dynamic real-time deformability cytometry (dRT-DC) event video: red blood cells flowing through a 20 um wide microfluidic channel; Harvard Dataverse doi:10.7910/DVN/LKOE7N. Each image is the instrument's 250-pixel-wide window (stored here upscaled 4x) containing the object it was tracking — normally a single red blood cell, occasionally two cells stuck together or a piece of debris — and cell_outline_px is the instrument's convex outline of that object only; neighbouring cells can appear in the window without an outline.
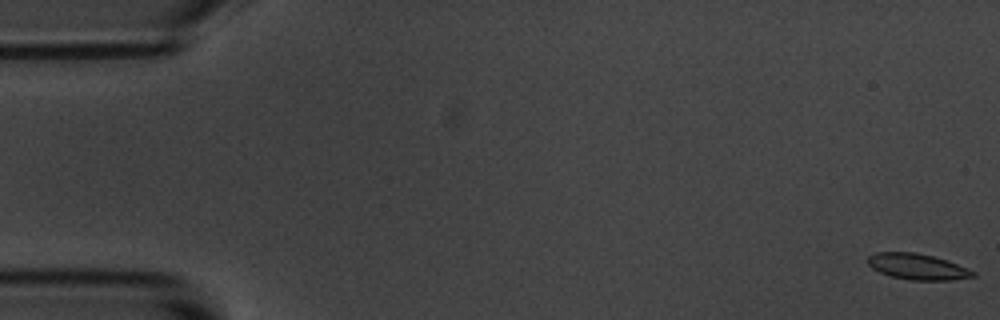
{"species": "common noctule bat (a hibernating species)", "species_latin": "Nyctalus noctula", "temperature_condition": "room temperature", "stored_images_in_passage": 55, "camera_frame_rate_fps": 3000, "um_per_image_px": 0.085, "animal": {"sex": "male", "body_mass_g": 20.1, "forearm_length_mm": 53.5}, "frame": {"image": 1, "passage_image": 1, "time_ms": 0.0, "image_size_px": [1000, 320], "cell_outline_px": [[976, 276], [952, 280], [912, 280], [892, 276], [880, 272], [872, 268], [868, 264], [868, 256], [876, 252], [916, 252], [932, 256], [956, 264], [976, 272]], "centroid_in_image_um": [77.97, 22.66], "position_along_channel_um": 7.0, "area_um2": 15.66}}
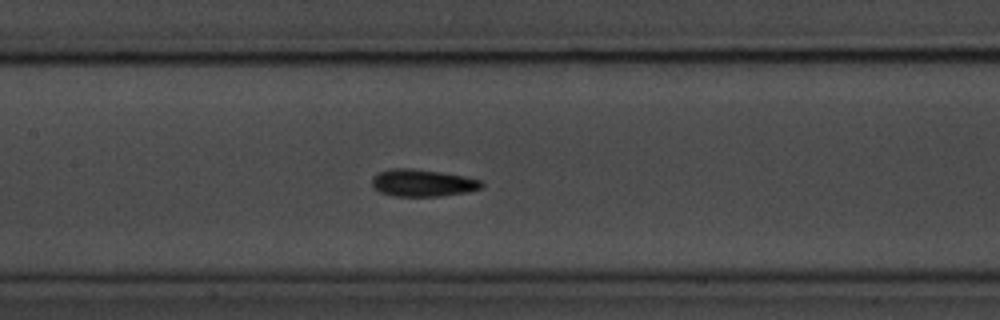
{"frame": {"image": 2, "passage_image": 26, "time_ms": 8.333, "image_size_px": [1000, 320], "cell_outline_px": [[484, 184], [480, 188], [468, 192], [440, 196], [396, 196], [380, 192], [372, 188], [372, 176], [380, 172], [392, 168], [412, 168], [440, 172], [464, 176], [484, 180]], "centroid_in_image_um": [35.93, 15.54], "position_along_channel_um": 171.5, "area_um2": 17.46}}
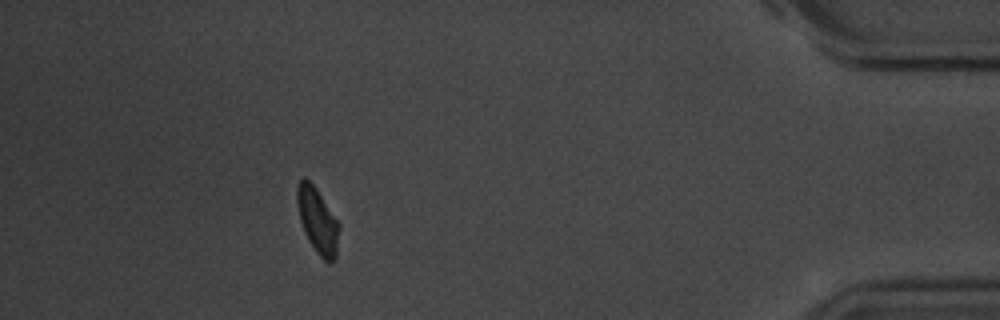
{"frame": {"image": 3, "passage_image": 50, "time_ms": 16.333, "image_size_px": [1000, 320], "cell_outline_px": [[340, 228], [336, 256], [328, 264], [316, 252], [308, 240], [304, 232], [300, 220], [296, 200], [296, 188], [300, 180], [304, 176], [316, 188], [340, 224]], "centroid_in_image_um": [26.99, 18.75], "position_along_channel_um": 408.2, "area_um2": 16.07}, "authors_computed_cell_mechanics": {"area_um2": 16.4152, "velocity_mm_per_s": 3.6406, "shape_relaxation_time_tau1_ms": 2.6076, "shape_relaxation_time_tau2_ms": 3.1152, "deformation_change_tau1": 0.0851, "deformation_change_tau2": 0.0642}}